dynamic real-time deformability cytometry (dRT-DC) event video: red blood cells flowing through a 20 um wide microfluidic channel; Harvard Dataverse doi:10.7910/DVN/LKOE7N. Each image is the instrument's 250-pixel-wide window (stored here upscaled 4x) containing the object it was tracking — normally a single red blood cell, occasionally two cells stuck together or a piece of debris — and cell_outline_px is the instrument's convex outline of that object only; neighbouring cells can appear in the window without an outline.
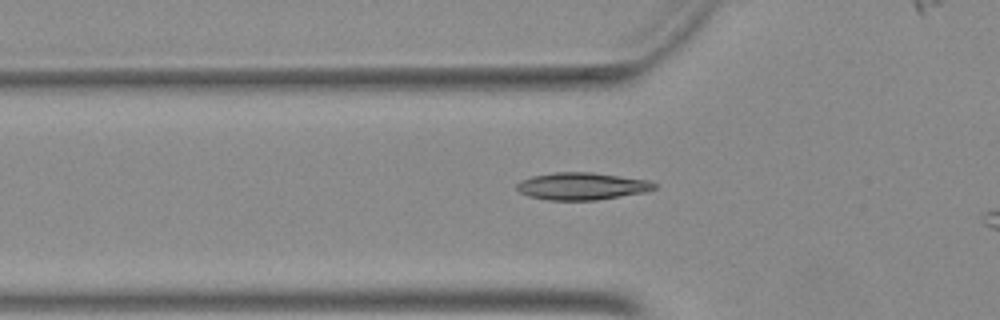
{"species": "Egyptian fruit bat (a non-hibernating species)", "species_latin": "Rousettus aegyptiacus", "temperature_condition": "warm", "stored_images_in_passage": 32, "camera_frame_rate_fps": 3000, "um_per_image_px": 0.085, "animal": {"sex": "female"}, "frame": {"image": 1, "passage_image": 5, "time_ms": 1.333, "image_size_px": [1000, 320], "cell_outline_px": [[656, 188], [644, 192], [596, 200], [548, 200], [528, 196], [520, 192], [516, 188], [516, 184], [520, 180], [532, 176], [556, 172], [592, 172], [648, 180], [656, 184]], "centroid_in_image_um": [49.42, 15.82], "position_along_channel_um": 76.4, "area_um2": 21.79}}
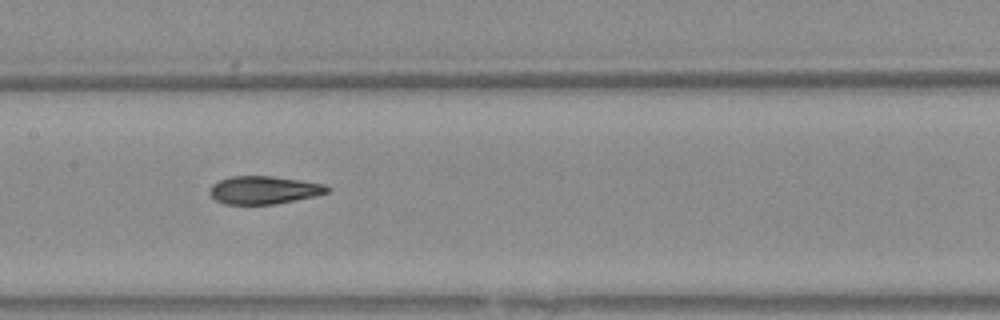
{"frame": {"image": 2, "passage_image": 13, "time_ms": 4.0, "image_size_px": [1000, 320], "cell_outline_px": [[328, 192], [316, 196], [276, 204], [224, 204], [216, 200], [208, 192], [212, 184], [220, 180], [232, 176], [272, 176], [300, 180], [324, 184], [328, 188]], "centroid_in_image_um": [22.41, 16.15], "position_along_channel_um": 185.0, "area_um2": 19.07}}
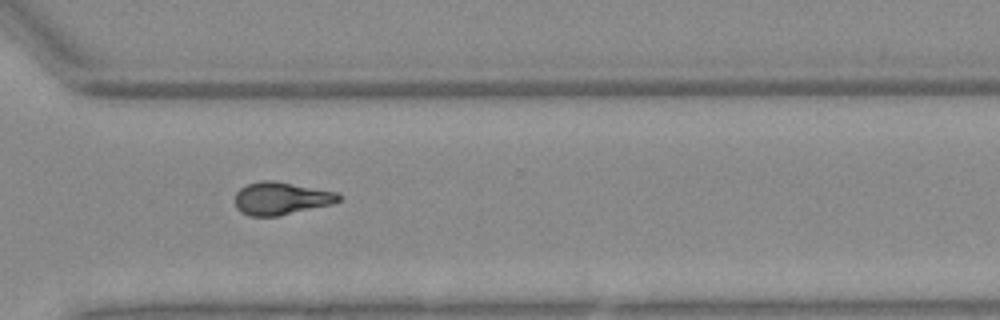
{"frame": {"image": 3, "passage_image": 25, "time_ms": 8.0, "image_size_px": [1000, 320], "cell_outline_px": [[340, 200], [332, 204], [276, 216], [248, 216], [240, 212], [236, 208], [236, 192], [240, 188], [248, 184], [260, 180], [272, 180], [336, 192], [340, 196]], "centroid_in_image_um": [23.85, 16.86], "position_along_channel_um": 346.7, "area_um2": 19.54}}